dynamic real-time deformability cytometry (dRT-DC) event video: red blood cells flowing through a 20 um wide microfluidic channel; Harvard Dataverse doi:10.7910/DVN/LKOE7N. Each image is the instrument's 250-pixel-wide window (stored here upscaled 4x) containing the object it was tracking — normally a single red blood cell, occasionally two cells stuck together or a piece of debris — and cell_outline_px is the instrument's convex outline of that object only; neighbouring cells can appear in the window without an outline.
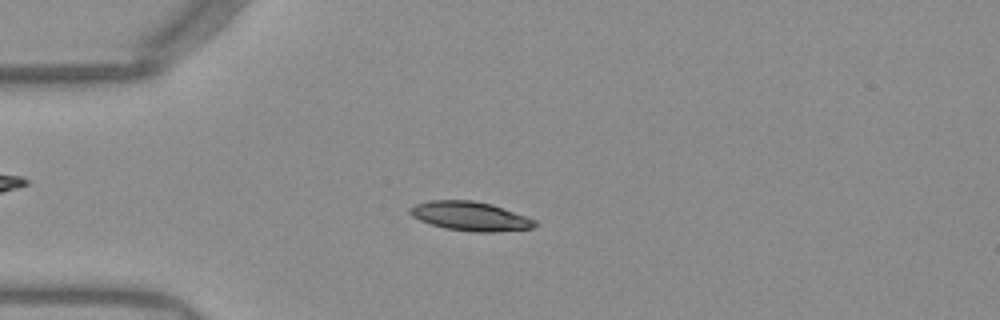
{"species": "Egyptian fruit bat (a non-hibernating species)", "species_latin": "Rousettus aegyptiacus", "temperature_condition": "warm", "stored_images_in_passage": 51, "camera_frame_rate_fps": 3000, "um_per_image_px": 0.085, "frame": {"image": 1, "passage_image": 13, "time_ms": 4.0, "image_size_px": [1000, 320], "cell_outline_px": [[536, 224], [532, 228], [492, 232], [472, 232], [444, 228], [420, 220], [412, 216], [408, 212], [408, 208], [416, 204], [428, 200], [472, 200], [492, 204], [536, 220]], "centroid_in_image_um": [39.93, 18.37], "position_along_channel_um": 45.1, "area_um2": 21.1}}
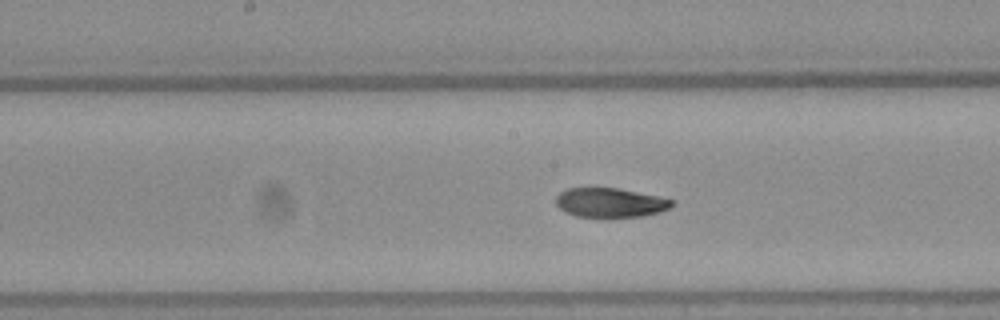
{"frame": {"image": 2, "passage_image": 26, "time_ms": 8.333, "image_size_px": [1000, 320], "cell_outline_px": [[676, 204], [660, 212], [640, 216], [608, 220], [604, 220], [576, 216], [564, 212], [556, 204], [556, 196], [560, 192], [568, 188], [620, 188], [656, 196], [672, 200]], "centroid_in_image_um": [51.84, 17.27], "position_along_channel_um": 196.4, "area_um2": 20.52}}
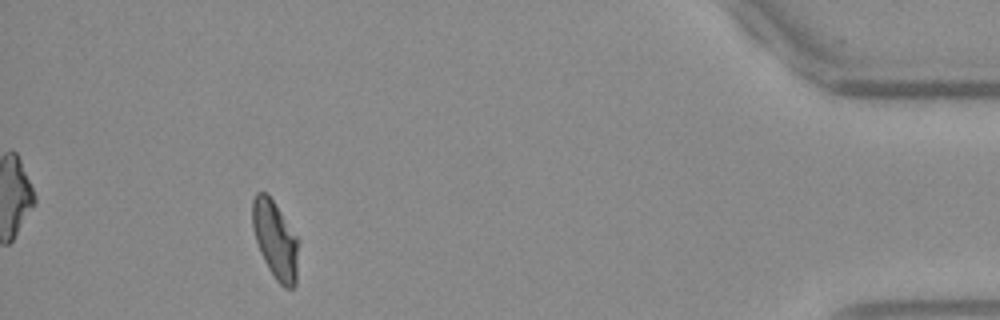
{"frame": {"image": 3, "passage_image": 47, "time_ms": 15.333, "image_size_px": [1000, 320], "cell_outline_px": [[296, 284], [292, 288], [284, 288], [276, 280], [268, 268], [260, 252], [252, 228], [252, 200], [256, 192], [264, 192], [272, 200], [296, 236]], "centroid_in_image_um": [23.35, 20.39], "position_along_channel_um": 411.9, "area_um2": 20.17}, "authors_computed_cell_mechanics": {"area_um2": 20.808, "velocity_mm_per_s": 3.9305, "shape_relaxation_time_tau1_ms": 5.7432, "shape_relaxation_time_tau2_ms": 1.6558, "deformation_change_tau1": 0.176, "deformation_change_tau2": 0.0631}}